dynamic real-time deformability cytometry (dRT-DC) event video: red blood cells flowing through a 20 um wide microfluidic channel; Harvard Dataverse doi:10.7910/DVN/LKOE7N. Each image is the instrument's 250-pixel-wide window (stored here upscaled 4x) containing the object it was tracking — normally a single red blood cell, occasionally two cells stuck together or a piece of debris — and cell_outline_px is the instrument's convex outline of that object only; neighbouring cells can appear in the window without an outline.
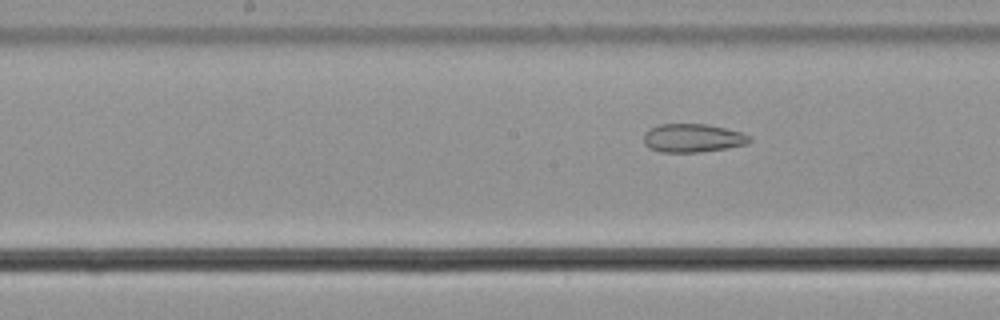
{"species": "common noctule bat (a hibernating species)", "species_latin": "Nyctalus noctula", "temperature_condition": "cold", "stored_images_in_passage": 33, "camera_frame_rate_fps": 3000, "um_per_image_px": 0.085, "animal": {"sex": "male", "body_mass_g": 21.5, "forearm_length_mm": 52.0}, "frame": {"image": 1, "passage_image": 23, "time_ms": 7.333, "image_size_px": [1000, 320], "cell_outline_px": [[752, 140], [748, 144], [728, 148], [700, 152], [660, 152], [648, 148], [644, 144], [644, 132], [648, 128], [660, 124], [708, 124], [740, 132], [752, 136]], "centroid_in_image_um": [58.87, 11.74], "position_along_channel_um": 189.3, "area_um2": 17.8}}